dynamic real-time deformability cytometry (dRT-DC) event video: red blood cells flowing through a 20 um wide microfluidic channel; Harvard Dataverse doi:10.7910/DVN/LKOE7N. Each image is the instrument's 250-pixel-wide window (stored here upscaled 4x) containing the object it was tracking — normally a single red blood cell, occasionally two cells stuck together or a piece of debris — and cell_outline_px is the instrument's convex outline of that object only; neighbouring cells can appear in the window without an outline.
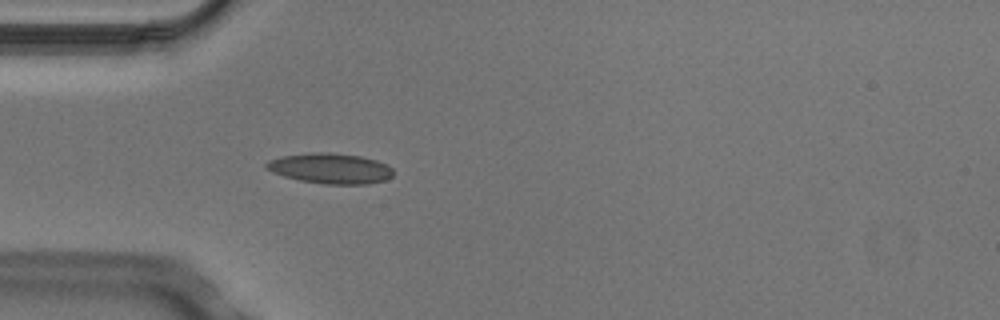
{"species": "Egyptian fruit bat (a non-hibernating species)", "species_latin": "Rousettus aegyptiacus", "temperature_condition": "cold", "stored_images_in_passage": 4, "camera_frame_rate_fps": 3000, "um_per_image_px": 0.085, "animal": {"sex": "male"}, "frame": {"image": 1, "passage_image": 4, "time_ms": 1.0, "image_size_px": [1000, 320], "cell_outline_px": [[392, 176], [384, 180], [368, 184], [324, 184], [300, 180], [284, 176], [272, 172], [264, 168], [264, 164], [268, 160], [280, 156], [312, 152], [332, 152], [360, 156], [376, 160], [388, 164], [392, 168]], "centroid_in_image_um": [28.05, 14.3], "position_along_channel_um": 56.9, "area_um2": 22.66}}